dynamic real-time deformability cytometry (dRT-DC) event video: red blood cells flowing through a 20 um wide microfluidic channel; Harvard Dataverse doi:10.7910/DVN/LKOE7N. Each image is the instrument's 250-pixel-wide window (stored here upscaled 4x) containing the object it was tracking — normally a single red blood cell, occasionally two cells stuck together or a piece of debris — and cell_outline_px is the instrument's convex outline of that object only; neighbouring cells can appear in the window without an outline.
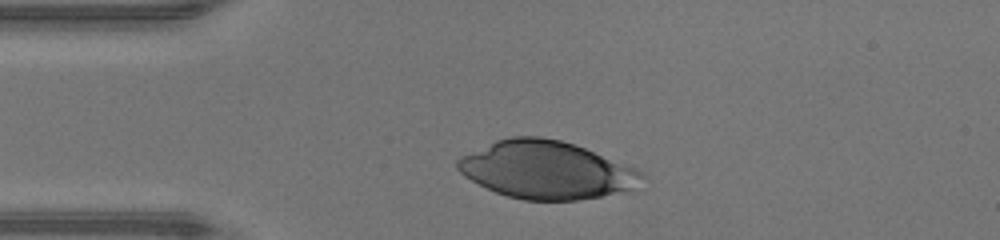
{"species": "human", "species_latin": "Homo sapiens", "temperature_condition": "warm", "stored_images_in_passage": 27, "camera_frame_rate_fps": 3000, "um_per_image_px": 0.085, "donor": {"sex": "male"}, "frame": {"image": 1, "passage_image": 1, "time_ms": 0.0, "image_size_px": [1000, 240], "cell_outline_px": [[648, 176], [632, 188], [600, 196], [576, 200], [524, 200], [508, 196], [496, 192], [464, 176], [456, 168], [456, 160], [460, 156], [496, 140], [512, 136], [540, 136], [560, 140], [584, 148], [636, 168], [644, 172]], "centroid_in_image_um": [46.41, 14.43], "position_along_channel_um": 38.6, "area_um2": 61.44}}